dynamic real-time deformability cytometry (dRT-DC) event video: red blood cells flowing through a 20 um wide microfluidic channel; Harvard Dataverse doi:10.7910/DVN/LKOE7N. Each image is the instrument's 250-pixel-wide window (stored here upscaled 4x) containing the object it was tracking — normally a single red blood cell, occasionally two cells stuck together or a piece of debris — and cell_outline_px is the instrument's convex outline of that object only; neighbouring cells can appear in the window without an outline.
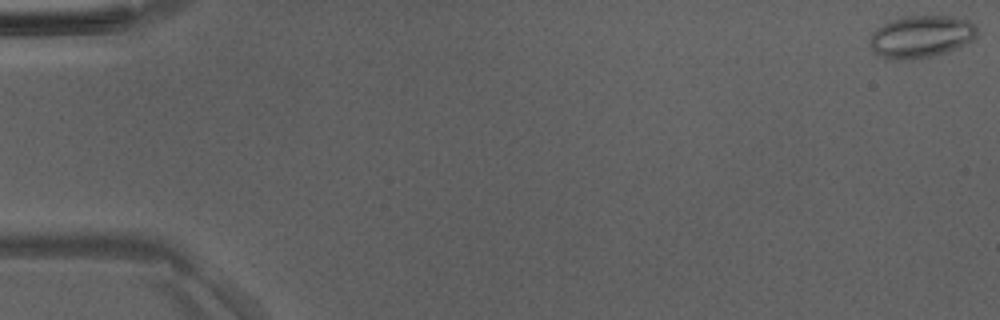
{"species": "Egyptian fruit bat (a non-hibernating species)", "species_latin": "Rousettus aegyptiacus", "temperature_condition": "room temperature", "stored_images_in_passage": 50, "camera_frame_rate_fps": 3000, "um_per_image_px": 0.085, "animal": {"sex": "male"}, "frame": {"image": 1, "passage_image": 1, "time_ms": 0.0, "image_size_px": [1000, 320], "cell_outline_px": [[976, 36], [972, 40], [964, 44], [944, 52], [912, 60], [896, 60], [880, 56], [872, 52], [868, 44], [872, 32], [876, 28], [892, 20], [904, 16], [952, 16], [968, 20], [976, 24]], "centroid_in_image_um": [78.24, 3.11], "position_along_channel_um": 6.8, "area_um2": 26.36}}
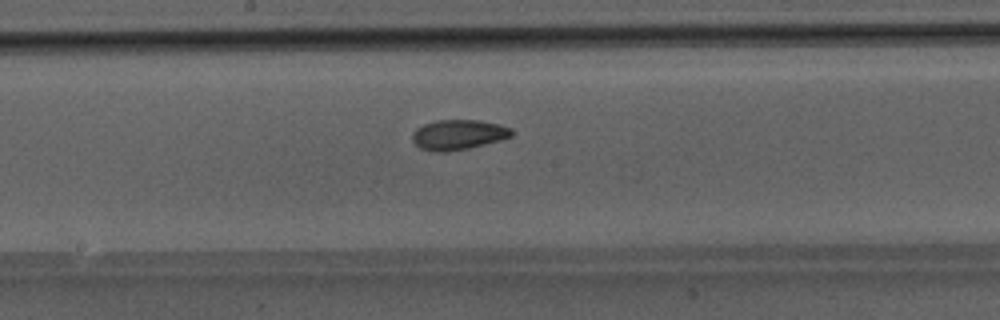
{"frame": {"image": 2, "passage_image": 27, "time_ms": 8.667, "image_size_px": [1000, 320], "cell_outline_px": [[512, 136], [500, 140], [468, 148], [444, 152], [432, 152], [420, 148], [412, 140], [412, 132], [416, 128], [424, 124], [436, 120], [480, 120], [500, 124], [512, 128]], "centroid_in_image_um": [38.94, 11.44], "position_along_channel_um": 209.3, "area_um2": 17.46}}
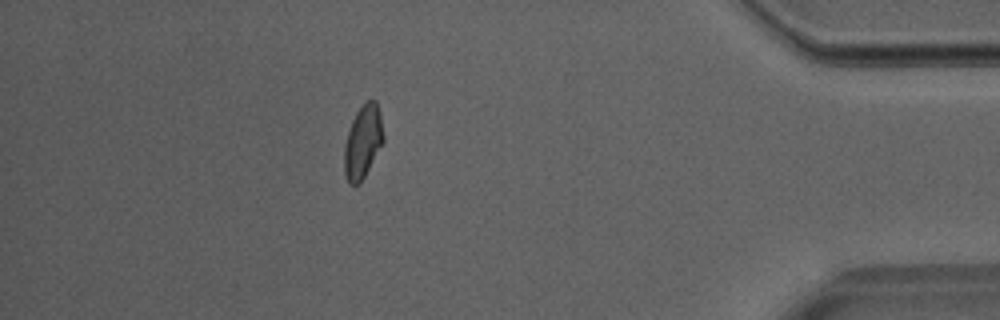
{"frame": {"image": 3, "passage_image": 44, "time_ms": 14.333, "image_size_px": [1000, 320], "cell_outline_px": [[384, 140], [360, 184], [352, 184], [348, 180], [344, 172], [344, 148], [348, 132], [352, 120], [356, 112], [368, 100], [376, 100], [380, 116], [384, 136]], "centroid_in_image_um": [30.84, 12.05], "position_along_channel_um": 404.4, "area_um2": 16.3}}